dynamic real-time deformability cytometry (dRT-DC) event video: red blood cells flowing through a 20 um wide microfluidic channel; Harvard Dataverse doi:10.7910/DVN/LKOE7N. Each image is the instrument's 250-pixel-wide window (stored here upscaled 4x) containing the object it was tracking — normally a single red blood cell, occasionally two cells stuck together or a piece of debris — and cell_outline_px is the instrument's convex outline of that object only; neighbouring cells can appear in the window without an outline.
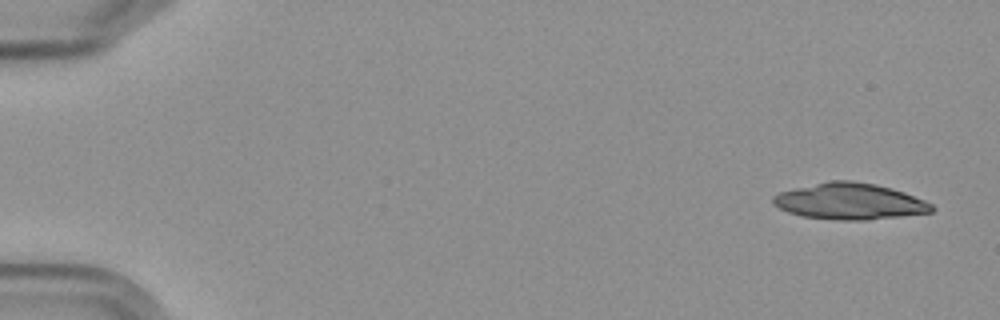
{"species": "Egyptian fruit bat (a non-hibernating species)", "species_latin": "Rousettus aegyptiacus", "temperature_condition": "cold", "stored_images_in_passage": 10, "camera_frame_rate_fps": 3000, "um_per_image_px": 0.085, "frame": {"image": 1, "passage_image": 1, "time_ms": 0.0, "image_size_px": [1000, 320], "cell_outline_px": [[936, 208], [932, 212], [868, 220], [840, 220], [804, 216], [788, 212], [772, 204], [772, 196], [780, 192], [828, 180], [852, 180], [876, 184], [892, 188], [904, 192], [924, 200], [932, 204]], "centroid_in_image_um": [72.24, 17.11], "position_along_channel_um": 12.8, "area_um2": 33.52}}
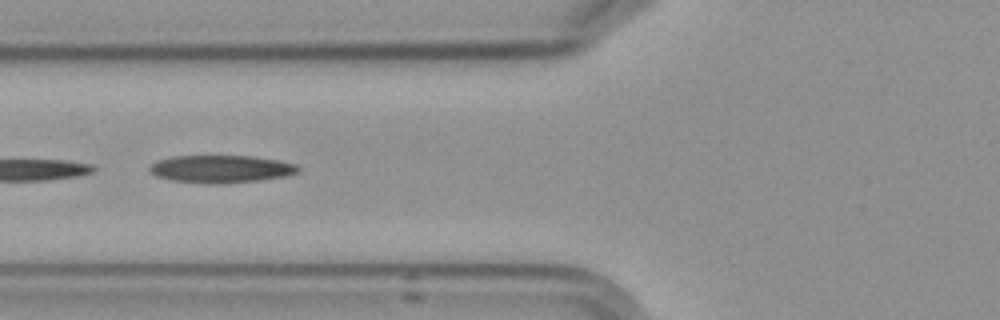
{"frame": {"image": 2, "passage_image": 6, "time_ms": 6.667, "image_size_px": [1000, 320], "cell_outline_px": [[300, 172], [284, 176], [256, 180], [224, 184], [208, 184], [172, 180], [156, 176], [148, 172], [148, 168], [152, 164], [160, 160], [172, 156], [252, 156], [280, 160], [296, 164], [300, 168]], "centroid_in_image_um": [18.79, 14.36], "position_along_channel_um": 107.0, "area_um2": 23.93}}
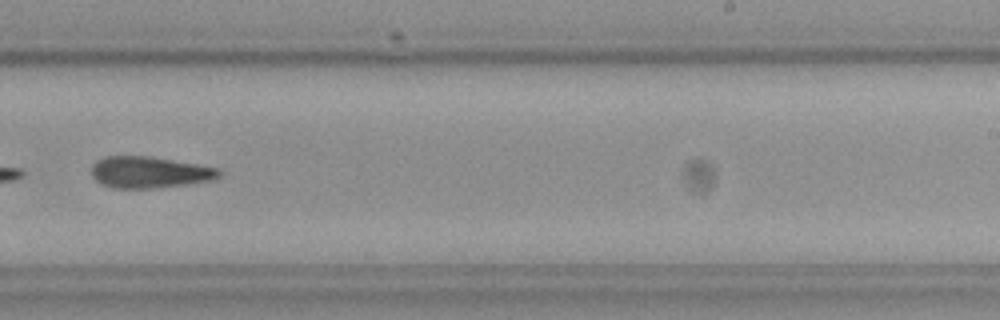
{"frame": {"image": 3, "passage_image": 10, "time_ms": 11.333, "image_size_px": [1000, 320], "cell_outline_px": [[224, 172], [220, 176], [212, 180], [184, 184], [152, 188], [116, 188], [104, 184], [96, 180], [92, 176], [92, 164], [96, 160], [104, 156], [148, 156], [220, 168]], "centroid_in_image_um": [12.71, 14.63], "position_along_channel_um": 276.3, "area_um2": 23.24}}